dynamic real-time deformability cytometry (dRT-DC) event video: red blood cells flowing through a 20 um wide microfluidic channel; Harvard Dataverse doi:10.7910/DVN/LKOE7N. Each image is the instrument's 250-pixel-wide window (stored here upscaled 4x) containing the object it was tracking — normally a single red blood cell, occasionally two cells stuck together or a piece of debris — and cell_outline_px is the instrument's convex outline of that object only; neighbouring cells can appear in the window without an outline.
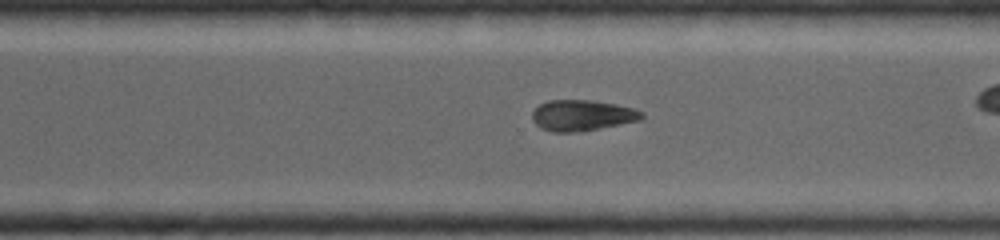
{"species": "common noctule bat (a hibernating species)", "species_latin": "Nyctalus noctula", "temperature_condition": "warm", "stored_images_in_passage": 34, "camera_frame_rate_fps": 5000, "um_per_image_px": 0.085, "animal": {"sex": "female", "body_mass_g": 19.0, "forearm_length_mm": 53.3}, "frame": {"image": 1, "passage_image": 19, "time_ms": 4.6, "image_size_px": [1000, 240], "cell_outline_px": [[644, 116], [640, 120], [620, 124], [572, 132], [552, 132], [540, 128], [532, 120], [532, 112], [540, 104], [548, 100], [592, 100], [616, 104], [636, 108], [644, 112]], "centroid_in_image_um": [49.48, 9.79], "position_along_channel_um": 321.1, "area_um2": 19.65}}
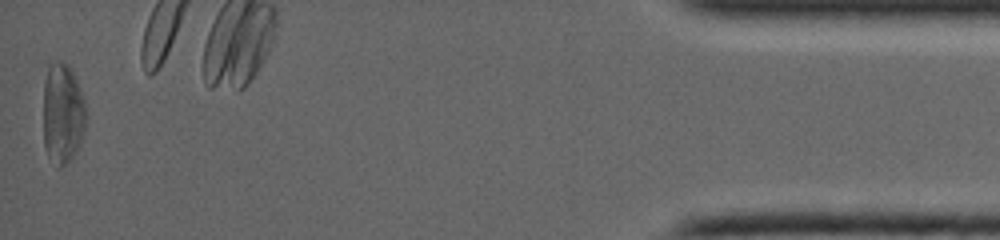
{"frame": {"image": 2, "passage_image": 34, "time_ms": 7.2, "image_size_px": [1000, 240], "cell_outline_px": [[84, 132], [76, 152], [64, 164], [56, 168], [48, 156], [44, 144], [44, 80], [48, 64], [56, 60], [60, 60], [68, 64], [72, 68], [84, 100]], "centroid_in_image_um": [5.3, 9.59], "position_along_channel_um": 429.9, "area_um2": 25.03}}